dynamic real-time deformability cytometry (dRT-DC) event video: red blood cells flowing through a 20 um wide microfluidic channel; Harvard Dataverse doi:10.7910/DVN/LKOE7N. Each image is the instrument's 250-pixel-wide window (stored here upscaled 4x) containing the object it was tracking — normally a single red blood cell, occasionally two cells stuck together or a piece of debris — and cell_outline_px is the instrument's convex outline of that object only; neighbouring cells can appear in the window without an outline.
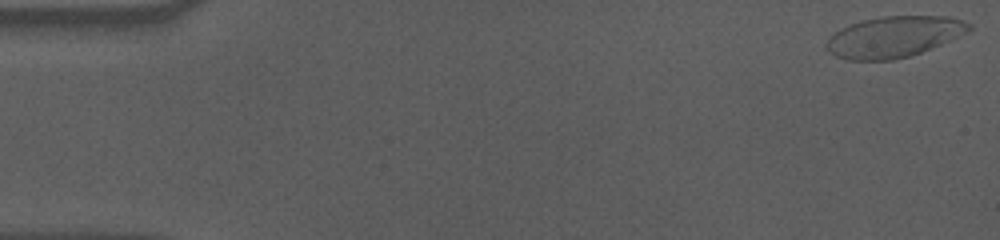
{"species": "human", "species_latin": "Homo sapiens", "temperature_condition": "cold", "stored_images_in_passage": 57, "camera_frame_rate_fps": 3000, "um_per_image_px": 0.085, "donor": {"sex": "male"}, "frame": {"image": 1, "passage_image": 1, "time_ms": 0.0, "image_size_px": [1000, 240], "cell_outline_px": [[972, 28], [968, 32], [912, 56], [892, 60], [848, 60], [836, 56], [824, 44], [836, 32], [852, 24], [864, 20], [884, 16], [948, 16], [972, 24]], "centroid_in_image_um": [76.02, 3.13], "position_along_channel_um": 9.0, "area_um2": 33.58}}
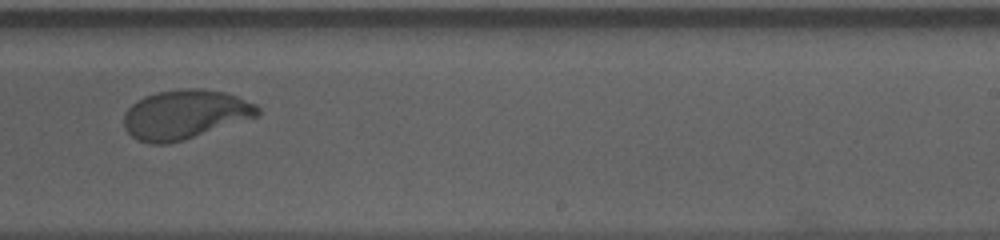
{"frame": {"image": 2, "passage_image": 36, "time_ms": 11.667, "image_size_px": [1000, 240], "cell_outline_px": [[260, 116], [184, 140], [168, 144], [148, 144], [132, 136], [124, 128], [124, 112], [132, 104], [144, 96], [156, 92], [180, 88], [200, 88], [224, 92], [236, 96], [256, 104], [260, 108]], "centroid_in_image_um": [15.73, 9.73], "position_along_channel_um": 273.3, "area_um2": 38.67}}
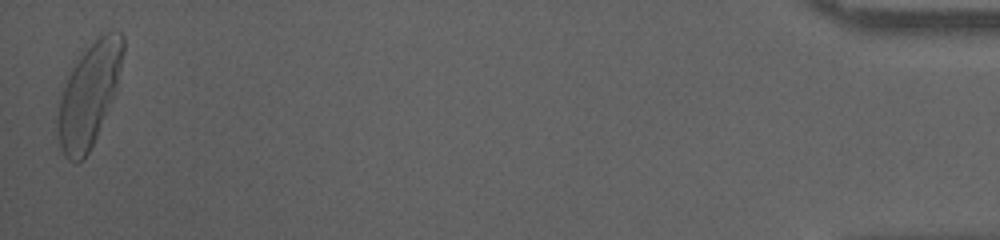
{"frame": {"image": 3, "passage_image": 57, "time_ms": 18.667, "image_size_px": [1000, 240], "cell_outline_px": [[124, 52], [116, 84], [112, 96], [96, 136], [84, 160], [76, 164], [68, 160], [64, 156], [60, 148], [56, 128], [56, 120], [60, 96], [68, 76], [72, 68], [80, 56], [100, 36], [108, 32], [120, 32], [124, 36]], "centroid_in_image_um": [7.51, 8.11], "position_along_channel_um": 427.7, "area_um2": 38.32}, "authors_computed_cell_mechanics": {"area_um2": 37.6278, "velocity_mm_per_s": 3.5225, "shape_relaxation_time_tau1_ms": 3.6815, "shape_relaxation_time_tau2_ms": 0.8804, "deformation_change_tau1": 0.1988, "deformation_change_tau2": 0.0557}}